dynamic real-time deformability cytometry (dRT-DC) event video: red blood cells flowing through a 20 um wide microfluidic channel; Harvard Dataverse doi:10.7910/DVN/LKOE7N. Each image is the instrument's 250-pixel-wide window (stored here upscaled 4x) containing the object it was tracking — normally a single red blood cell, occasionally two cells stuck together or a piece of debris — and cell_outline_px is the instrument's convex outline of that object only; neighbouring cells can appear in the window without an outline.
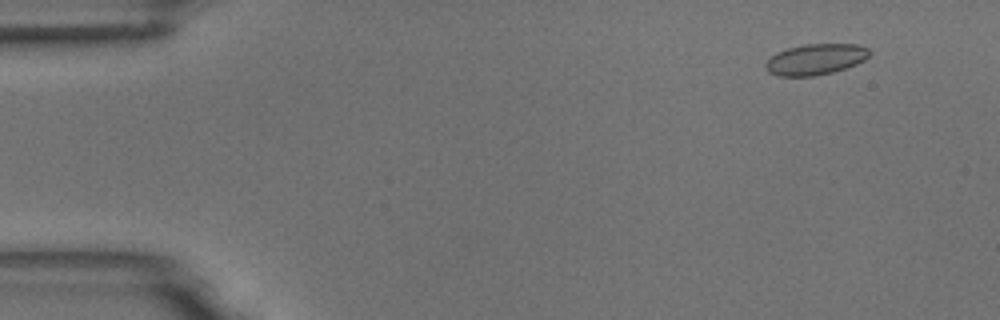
{"species": "common noctule bat (a hibernating species)", "species_latin": "Nyctalus noctula", "temperature_condition": "room temperature", "stored_images_in_passage": 52, "camera_frame_rate_fps": 3000, "um_per_image_px": 0.085, "animal": {"sex": "male", "body_mass_g": 18.8}, "frame": {"image": 1, "passage_image": 2, "time_ms": 0.333, "image_size_px": [1000, 320], "cell_outline_px": [[872, 52], [864, 60], [856, 64], [832, 72], [812, 76], [776, 76], [768, 72], [764, 68], [764, 64], [776, 52], [788, 48], [804, 44], [860, 44], [868, 48]], "centroid_in_image_um": [69.31, 5.04], "position_along_channel_um": 15.7, "area_um2": 18.79}}
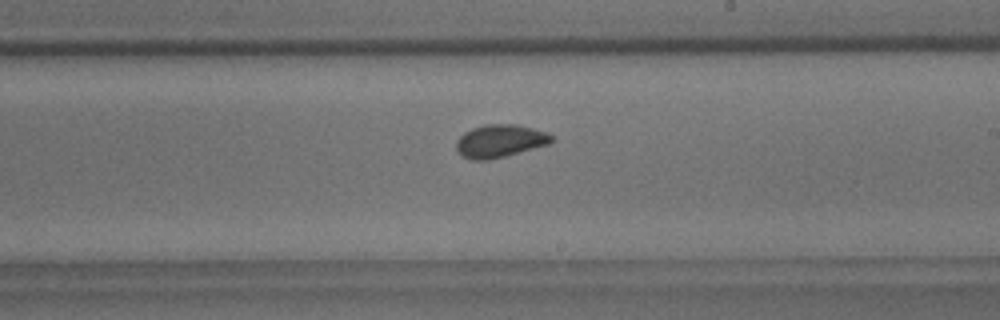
{"frame": {"image": 2, "passage_image": 29, "time_ms": 9.333, "image_size_px": [1000, 320], "cell_outline_px": [[556, 140], [552, 144], [488, 160], [472, 160], [456, 152], [456, 140], [464, 132], [472, 128], [484, 124], [516, 124], [548, 132]], "centroid_in_image_um": [42.52, 11.98], "position_along_channel_um": 246.5, "area_um2": 18.5}}
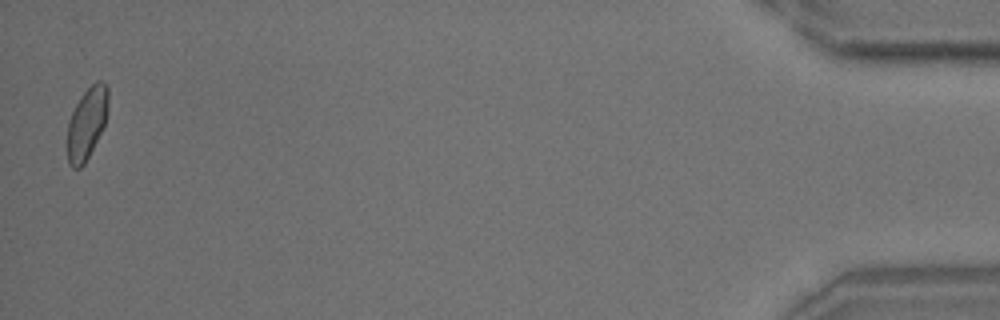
{"frame": {"image": 3, "passage_image": 51, "time_ms": 16.667, "image_size_px": [1000, 320], "cell_outline_px": [[108, 100], [104, 124], [84, 164], [80, 168], [72, 168], [68, 164], [68, 120], [80, 96], [96, 80], [104, 80], [108, 88]], "centroid_in_image_um": [7.37, 10.44], "position_along_channel_um": 427.8, "area_um2": 16.76}, "authors_computed_cell_mechanics": {"area_um2": 17.7735, "velocity_mm_per_s": 3.7118, "shape_relaxation_time_tau1_ms": 4.3319, "shape_relaxation_time_tau2_ms": 0.9453, "deformation_change_tau1": 0.0764, "deformation_change_tau2": 0.0618}}